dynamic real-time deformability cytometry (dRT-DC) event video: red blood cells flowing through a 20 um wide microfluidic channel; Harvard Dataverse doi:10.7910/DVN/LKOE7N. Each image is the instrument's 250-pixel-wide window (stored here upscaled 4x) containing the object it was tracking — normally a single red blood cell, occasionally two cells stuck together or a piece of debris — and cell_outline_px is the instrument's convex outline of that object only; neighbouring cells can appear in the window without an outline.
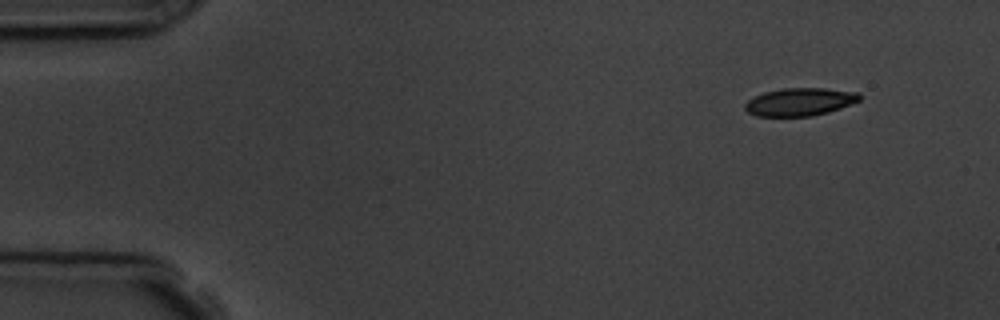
{"species": "common noctule bat (a hibernating species)", "species_latin": "Nyctalus noctula", "temperature_condition": "room temperature", "stored_images_in_passage": 6, "segment_of_instrument_passage": [2, 2], "camera_frame_rate_fps": 3000, "um_per_image_px": 0.085, "animal": {"sex": "male", "body_mass_g": 19.5, "forearm_length_mm": 54.6}, "frame": {"image": 1, "passage_image": 6, "time_ms": 7.333, "image_size_px": [1000, 320], "cell_outline_px": [[860, 100], [840, 108], [828, 112], [812, 116], [756, 116], [748, 112], [744, 108], [744, 104], [748, 100], [764, 92], [784, 88], [824, 88], [860, 92]], "centroid_in_image_um": [67.99, 8.65], "position_along_channel_um": 17.0, "area_um2": 18.55}}